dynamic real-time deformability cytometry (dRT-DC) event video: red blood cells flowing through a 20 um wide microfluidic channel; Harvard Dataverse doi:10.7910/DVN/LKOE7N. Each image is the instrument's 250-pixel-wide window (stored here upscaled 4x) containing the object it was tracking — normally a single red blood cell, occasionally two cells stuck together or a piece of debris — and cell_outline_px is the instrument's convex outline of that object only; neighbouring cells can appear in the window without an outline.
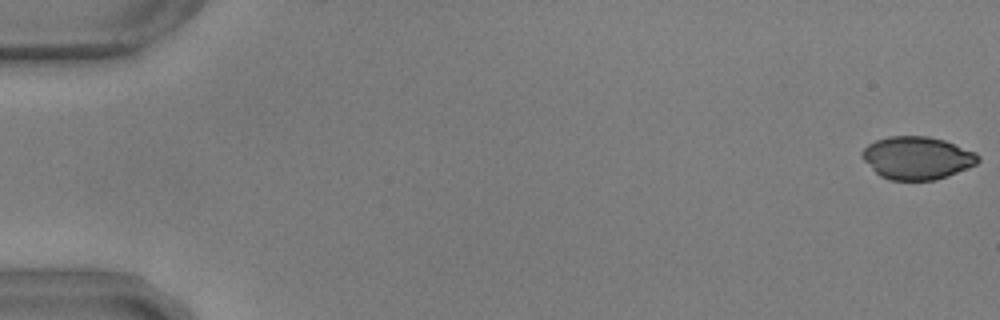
{"species": "common noctule bat (a hibernating species)", "species_latin": "Nyctalus noctula", "temperature_condition": "warm", "stored_images_in_passage": 6, "camera_frame_rate_fps": 3000, "um_per_image_px": 0.085, "animal": {"sex": "male", "body_mass_g": 17.9, "forearm_length_mm": 54.2}, "frame": {"image": 1, "passage_image": 1, "time_ms": 0.0, "image_size_px": [1000, 320], "cell_outline_px": [[980, 160], [976, 164], [948, 176], [936, 180], [888, 180], [880, 176], [860, 156], [860, 152], [868, 144], [876, 140], [888, 136], [928, 136], [944, 140], [976, 152], [980, 156]], "centroid_in_image_um": [77.95, 13.42], "position_along_channel_um": 7.1, "area_um2": 29.02}}